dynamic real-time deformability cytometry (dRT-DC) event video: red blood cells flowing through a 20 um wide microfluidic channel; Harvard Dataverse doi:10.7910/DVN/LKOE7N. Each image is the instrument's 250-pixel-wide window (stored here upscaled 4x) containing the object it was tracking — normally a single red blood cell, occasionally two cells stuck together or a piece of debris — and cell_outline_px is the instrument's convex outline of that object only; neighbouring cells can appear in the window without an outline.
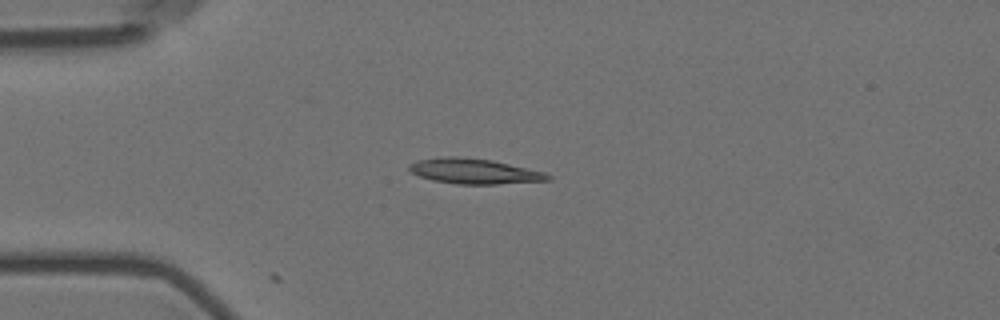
{"species": "Egyptian fruit bat (a non-hibernating species)", "species_latin": "Rousettus aegyptiacus", "temperature_condition": "room temperature", "stored_images_in_passage": 14, "camera_frame_rate_fps": 3000, "um_per_image_px": 0.085, "animal": {"sex": "female"}, "frame": {"image": 1, "passage_image": 3, "time_ms": 0.667, "image_size_px": [1000, 320], "cell_outline_px": [[552, 180], [496, 184], [456, 184], [432, 180], [420, 176], [412, 172], [408, 168], [408, 164], [416, 160], [440, 156], [456, 156], [492, 160], [544, 172], [552, 176]], "centroid_in_image_um": [40.28, 14.55], "position_along_channel_um": 44.7, "area_um2": 20.46}}
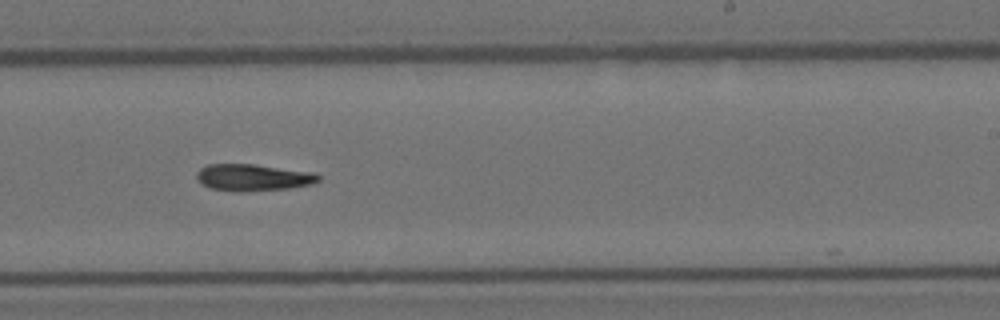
{"frame": {"image": 2, "passage_image": 9, "time_ms": 2.667, "image_size_px": [1000, 320], "cell_outline_px": [[320, 180], [312, 184], [288, 188], [244, 192], [236, 192], [208, 188], [200, 184], [196, 176], [196, 172], [200, 168], [208, 164], [256, 164], [316, 172], [320, 176]], "centroid_in_image_um": [21.5, 15.08], "position_along_channel_um": 267.5, "area_um2": 19.42}}
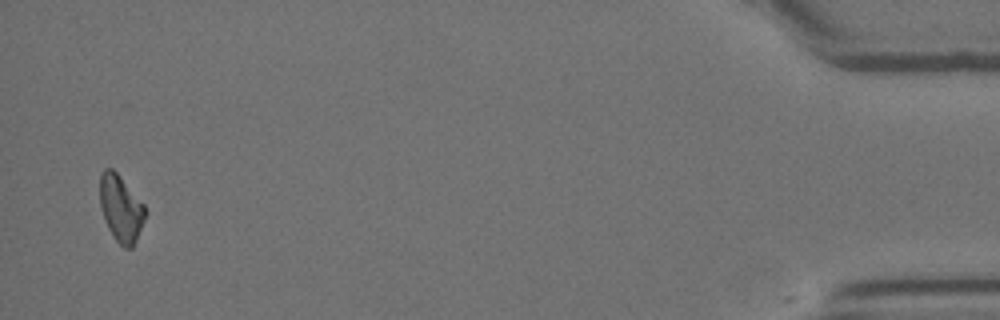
{"frame": {"image": 3, "passage_image": 14, "time_ms": 4.333, "image_size_px": [1000, 320], "cell_outline_px": [[144, 220], [136, 240], [132, 248], [124, 248], [112, 236], [104, 220], [100, 208], [100, 172], [104, 168], [112, 168], [120, 176], [144, 204]], "centroid_in_image_um": [10.24, 17.7], "position_along_channel_um": 425.0, "area_um2": 17.51}}